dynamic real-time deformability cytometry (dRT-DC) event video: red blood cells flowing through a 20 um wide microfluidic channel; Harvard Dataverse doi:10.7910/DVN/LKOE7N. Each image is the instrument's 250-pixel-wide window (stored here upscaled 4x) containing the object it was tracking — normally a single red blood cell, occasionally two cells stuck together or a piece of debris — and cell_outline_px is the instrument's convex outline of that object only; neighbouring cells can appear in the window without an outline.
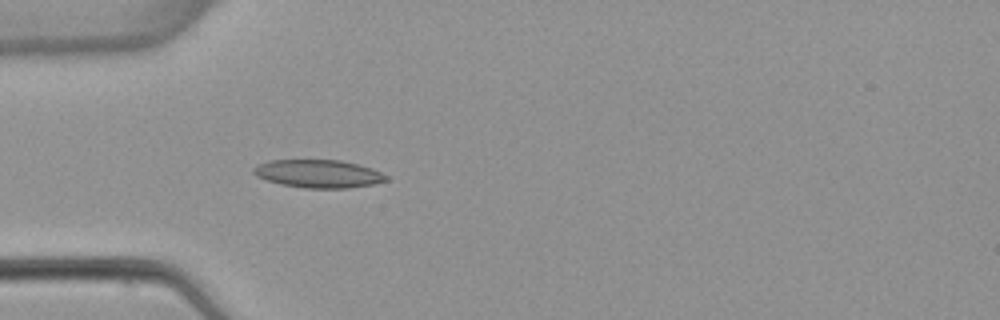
{"species": "common noctule bat (a hibernating species)", "species_latin": "Nyctalus noctula", "temperature_condition": "warm", "stored_images_in_passage": 4, "camera_frame_rate_fps": 3000, "um_per_image_px": 0.085, "animal": {"sex": "female", "body_mass_g": 22.7, "forearm_length_mm": 54.2}, "frame": {"image": 1, "passage_image": 4, "time_ms": 4.333, "image_size_px": [1000, 320], "cell_outline_px": [[388, 180], [372, 184], [348, 188], [304, 188], [280, 184], [256, 176], [252, 172], [252, 168], [256, 164], [268, 160], [340, 160], [372, 168], [388, 176]], "centroid_in_image_um": [27.02, 14.76], "position_along_channel_um": 58.0, "area_um2": 21.68}}